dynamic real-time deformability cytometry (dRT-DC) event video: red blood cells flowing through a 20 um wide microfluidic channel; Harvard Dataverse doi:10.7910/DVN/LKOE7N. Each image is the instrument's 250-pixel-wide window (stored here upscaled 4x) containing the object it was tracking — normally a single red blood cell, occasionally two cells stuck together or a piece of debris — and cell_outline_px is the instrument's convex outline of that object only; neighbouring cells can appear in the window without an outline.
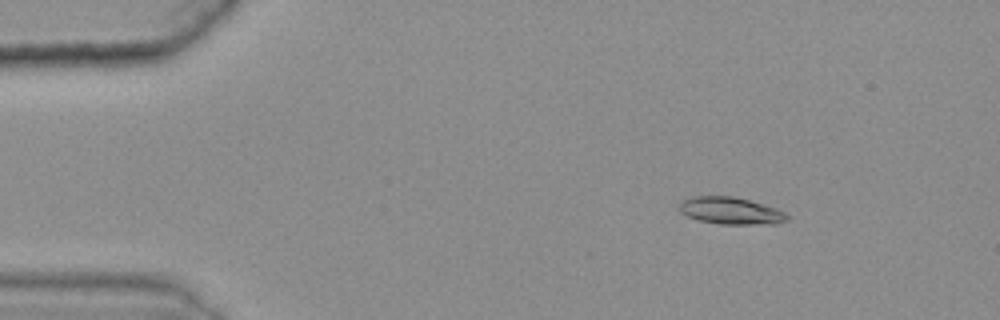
{"species": "common noctule bat (a hibernating species)", "species_latin": "Nyctalus noctula", "temperature_condition": "warm", "stored_images_in_passage": 48, "camera_frame_rate_fps": 3000, "um_per_image_px": 0.085, "animal": {"sex": "female", "body_mass_g": 25.1}, "frame": {"image": 1, "passage_image": 8, "time_ms": 2.333, "image_size_px": [1000, 320], "cell_outline_px": [[788, 220], [776, 224], [720, 224], [700, 220], [688, 216], [680, 212], [680, 204], [684, 200], [692, 196], [736, 196], [776, 208], [784, 212], [788, 216]], "centroid_in_image_um": [62.14, 17.91], "position_along_channel_um": 22.9, "area_um2": 16.94}}
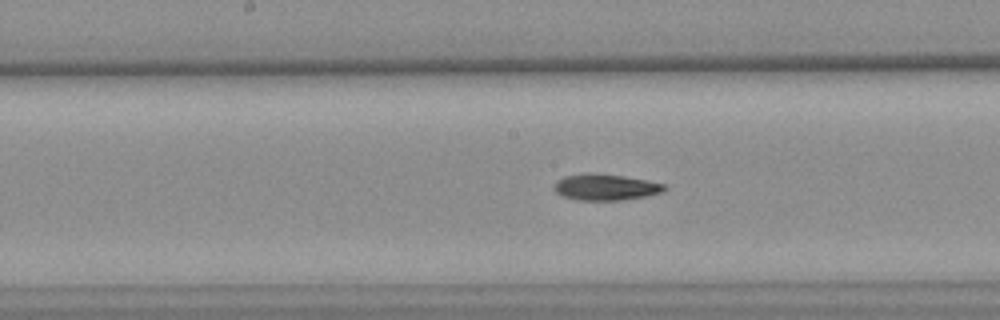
{"frame": {"image": 2, "passage_image": 29, "time_ms": 9.333, "image_size_px": [1000, 320], "cell_outline_px": [[668, 188], [664, 192], [648, 196], [620, 200], [576, 200], [564, 196], [556, 192], [552, 188], [552, 184], [556, 180], [564, 176], [624, 176], [664, 184]], "centroid_in_image_um": [51.5, 15.96], "position_along_channel_um": 196.7, "area_um2": 16.18}}
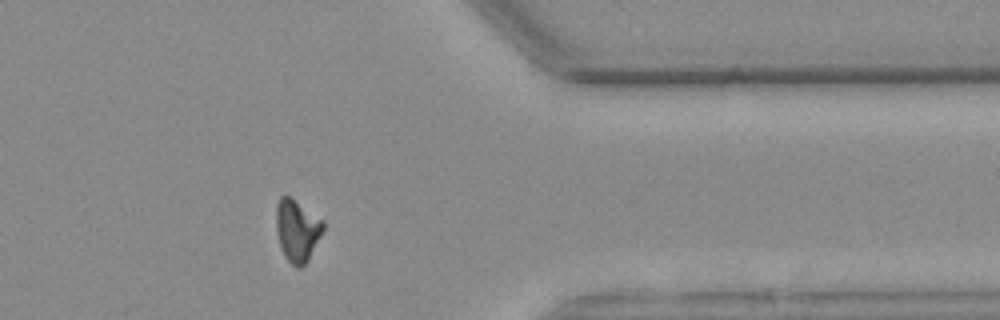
{"frame": {"image": 3, "passage_image": 46, "time_ms": 15.0, "image_size_px": [1000, 320], "cell_outline_px": [[324, 228], [308, 260], [300, 268], [296, 268], [284, 256], [280, 248], [276, 232], [276, 208], [280, 196], [288, 196], [324, 220]], "centroid_in_image_um": [25.24, 19.6], "position_along_channel_um": 386.2, "area_um2": 16.88}}